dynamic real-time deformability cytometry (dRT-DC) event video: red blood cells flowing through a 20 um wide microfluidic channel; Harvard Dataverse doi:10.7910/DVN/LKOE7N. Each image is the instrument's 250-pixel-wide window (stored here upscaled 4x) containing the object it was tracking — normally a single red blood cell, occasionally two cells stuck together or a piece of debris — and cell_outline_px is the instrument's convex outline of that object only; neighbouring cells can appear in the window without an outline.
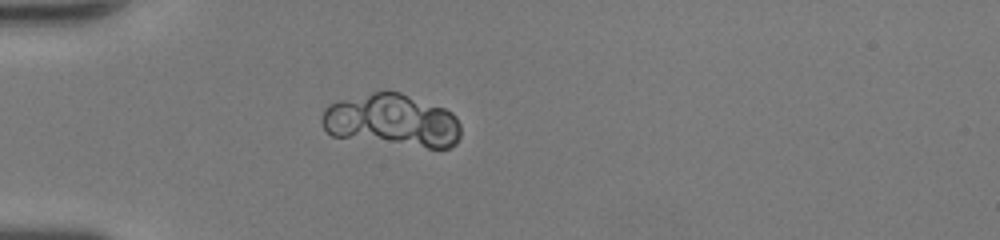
{"species": "human", "species_latin": "Homo sapiens", "temperature_condition": "room temperature", "stored_images_in_passage": 51, "camera_frame_rate_fps": 3000, "um_per_image_px": 0.085, "donor": {"sex": "female"}, "frame": {"image": 1, "passage_image": 17, "time_ms": 5.333, "image_size_px": [1000, 240], "cell_outline_px": [[460, 136], [456, 144], [448, 148], [428, 148], [332, 136], [324, 128], [320, 120], [324, 108], [340, 100], [372, 92], [400, 92], [444, 108], [452, 112], [456, 116], [460, 124]], "centroid_in_image_um": [33.34, 10.25], "position_along_channel_um": 51.7, "area_um2": 42.54}}
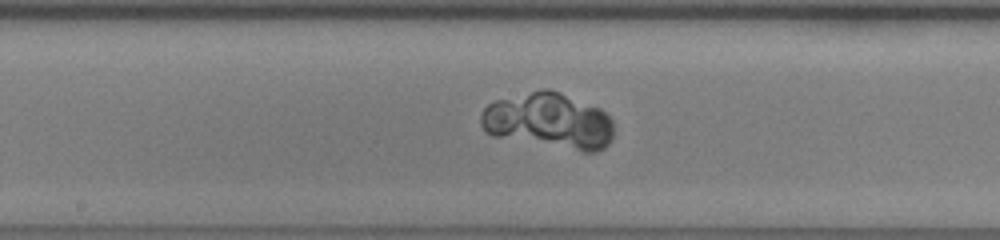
{"frame": {"image": 2, "passage_image": 29, "time_ms": 9.333, "image_size_px": [1000, 240], "cell_outline_px": [[612, 136], [608, 144], [604, 148], [596, 152], [584, 152], [492, 136], [480, 124], [480, 116], [484, 108], [488, 104], [496, 100], [540, 88], [548, 88], [560, 92], [600, 108], [612, 120]], "centroid_in_image_um": [46.64, 10.27], "position_along_channel_um": 201.6, "area_um2": 43.35}}
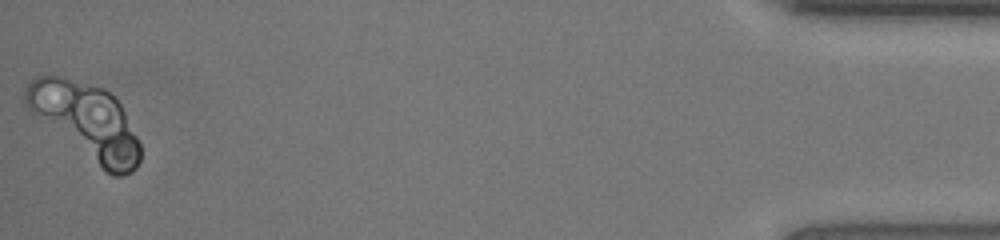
{"frame": {"image": 3, "passage_image": 51, "time_ms": 16.667, "image_size_px": [1000, 240], "cell_outline_px": [[140, 160], [136, 168], [132, 172], [124, 176], [112, 176], [28, 108], [24, 100], [24, 88], [28, 80], [36, 76], [64, 76], [104, 88], [120, 104], [140, 144]], "centroid_in_image_um": [7.33, 10.25], "position_along_channel_um": 427.9, "area_um2": 49.13}}